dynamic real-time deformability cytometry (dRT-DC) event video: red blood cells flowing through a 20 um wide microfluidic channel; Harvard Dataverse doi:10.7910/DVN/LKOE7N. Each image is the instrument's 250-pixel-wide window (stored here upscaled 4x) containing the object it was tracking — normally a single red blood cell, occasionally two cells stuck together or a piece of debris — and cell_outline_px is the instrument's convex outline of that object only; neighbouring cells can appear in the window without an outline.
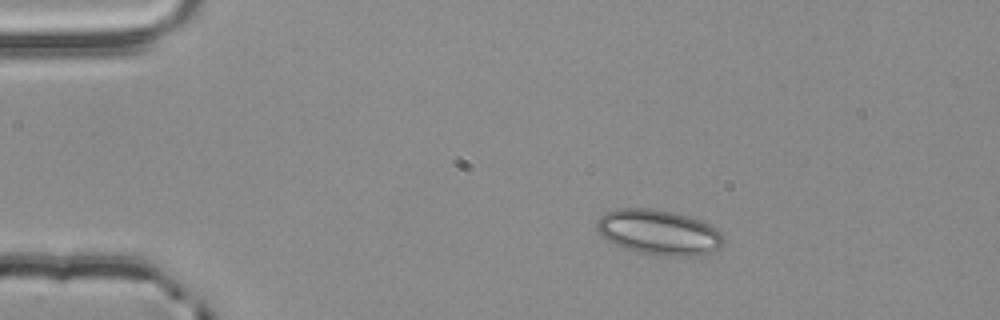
{"species": "common noctule bat (a hibernating species)", "species_latin": "Nyctalus noctula", "temperature_condition": "room temperature", "stored_images_in_passage": 46, "camera_frame_rate_fps": 3000, "um_per_image_px": 0.085, "animal": {"sex": "male", "body_mass_g": 20.4}, "frame": {"image": 1, "passage_image": 1, "time_ms": 0.0, "image_size_px": [1000, 320], "cell_outline_px": [[724, 240], [720, 248], [704, 256], [676, 256], [640, 252], [624, 248], [608, 240], [600, 232], [596, 224], [600, 216], [604, 212], [616, 208], [652, 208], [672, 212], [700, 220], [716, 228]], "centroid_in_image_um": [56.02, 19.74], "position_along_channel_um": 29.0, "area_um2": 33.06}}
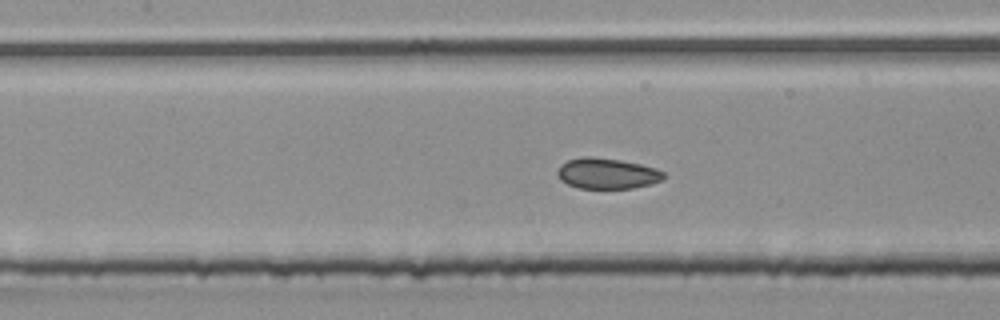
{"frame": {"image": 2, "passage_image": 16, "time_ms": 5.0, "image_size_px": [1000, 320], "cell_outline_px": [[664, 180], [632, 188], [576, 188], [560, 180], [556, 176], [556, 172], [560, 164], [568, 160], [584, 156], [588, 156], [620, 160], [640, 164], [656, 168], [664, 172]], "centroid_in_image_um": [51.56, 14.74], "position_along_channel_um": 155.8, "area_um2": 19.07}}
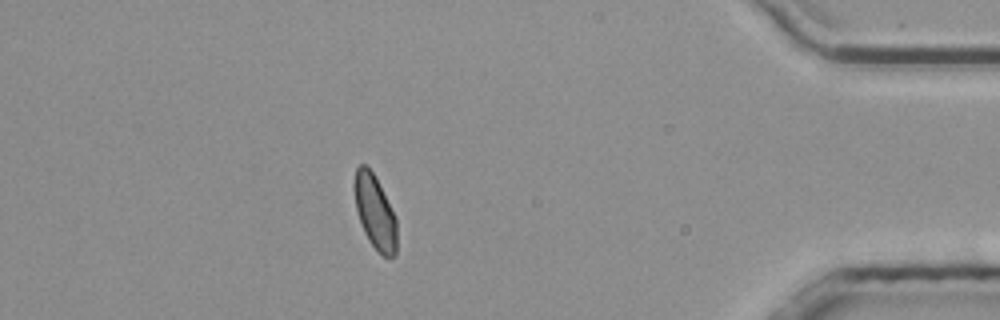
{"frame": {"image": 3, "passage_image": 39, "time_ms": 12.667, "image_size_px": [1000, 320], "cell_outline_px": [[396, 256], [384, 256], [368, 240], [364, 232], [356, 208], [352, 184], [356, 168], [360, 164], [364, 164], [372, 172], [396, 216]], "centroid_in_image_um": [31.85, 18.0], "position_along_channel_um": 403.4, "area_um2": 18.09}, "authors_computed_cell_mechanics": {"area_um2": 18.7561, "velocity_mm_per_s": 3.8379, "shape_relaxation_time_tau1_ms": null, "shape_relaxation_time_tau2_ms": 2.175, "deformation_change_tau1": null, "deformation_change_tau2": 0.0592}}